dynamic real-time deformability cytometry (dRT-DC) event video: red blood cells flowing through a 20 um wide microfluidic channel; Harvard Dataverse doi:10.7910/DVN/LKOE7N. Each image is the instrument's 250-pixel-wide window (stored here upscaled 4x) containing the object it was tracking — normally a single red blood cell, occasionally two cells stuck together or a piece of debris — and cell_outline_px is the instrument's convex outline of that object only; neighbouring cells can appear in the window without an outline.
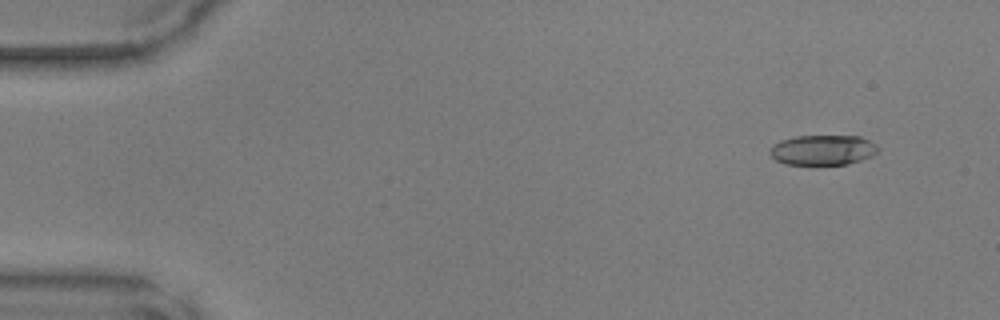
{"species": "common noctule bat (a hibernating species)", "species_latin": "Nyctalus noctula", "temperature_condition": "warm", "stored_images_in_passage": 45, "camera_frame_rate_fps": 3000, "um_per_image_px": 0.085, "animal": {"sex": "male", "body_mass_g": 17.9, "forearm_length_mm": 54.2}, "frame": {"image": 1, "passage_image": 1, "time_ms": 0.0, "image_size_px": [1000, 320], "cell_outline_px": [[880, 148], [872, 156], [848, 164], [816, 168], [784, 164], [776, 160], [768, 152], [768, 148], [772, 144], [780, 140], [796, 136], [860, 136], [876, 144]], "centroid_in_image_um": [69.88, 12.8], "position_along_channel_um": 15.1, "area_um2": 20.0}}
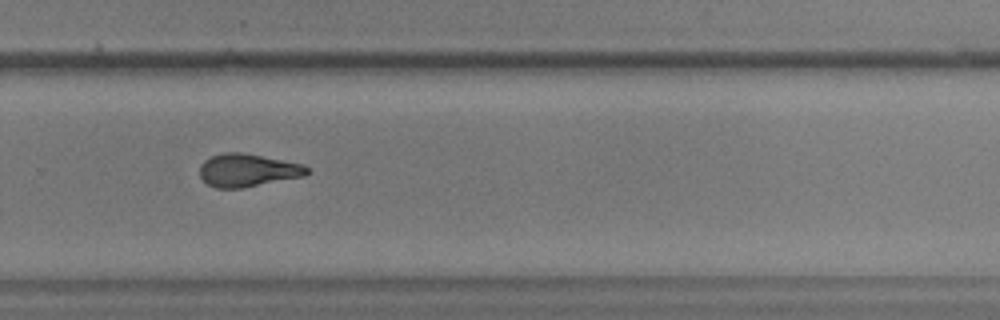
{"frame": {"image": 2, "passage_image": 30, "time_ms": 9.667, "image_size_px": [1000, 320], "cell_outline_px": [[312, 172], [304, 176], [244, 188], [216, 188], [208, 184], [200, 176], [200, 164], [204, 160], [212, 156], [224, 152], [244, 152], [304, 164]], "centroid_in_image_um": [21.08, 14.47], "position_along_channel_um": 308.7, "area_um2": 20.81}}
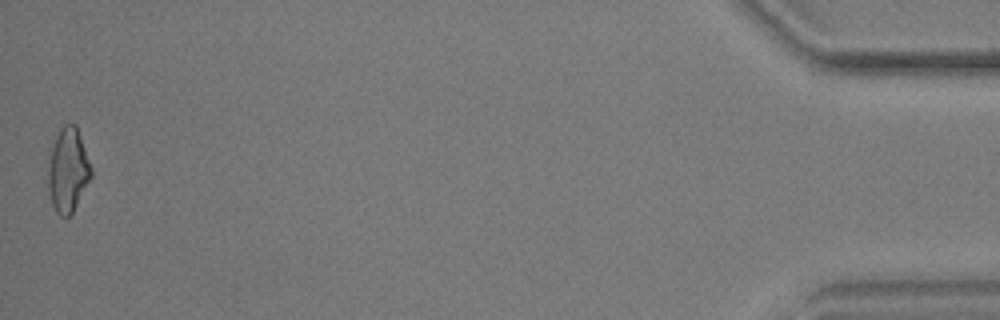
{"frame": {"image": 3, "passage_image": 45, "time_ms": 14.667, "image_size_px": [1000, 320], "cell_outline_px": [[92, 176], [72, 212], [68, 216], [60, 216], [56, 212], [52, 204], [48, 188], [48, 148], [60, 128], [64, 124], [76, 124], [92, 168]], "centroid_in_image_um": [5.75, 14.41], "position_along_channel_um": 429.5, "area_um2": 21.33}}